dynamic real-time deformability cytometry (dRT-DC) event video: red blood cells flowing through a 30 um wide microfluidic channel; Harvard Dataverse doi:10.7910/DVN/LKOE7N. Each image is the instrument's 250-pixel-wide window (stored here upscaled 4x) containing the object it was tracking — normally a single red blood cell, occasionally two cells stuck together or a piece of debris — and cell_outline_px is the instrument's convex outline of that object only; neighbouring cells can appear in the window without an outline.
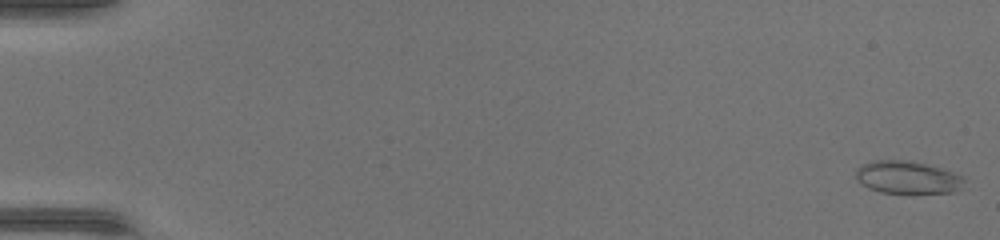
{"species": "common noctule bat (a hibernating species)", "species_latin": "Nyctalus noctula", "temperature_condition": "warm", "stored_images_in_passage": 47, "camera_frame_rate_fps": 3000, "um_per_image_px": 0.085, "animal": {"sex": "female", "body_mass_g": 17.0, "forearm_length_mm": 48.0}, "frame": {"image": 1, "passage_image": 1, "time_ms": 0.0, "image_size_px": [1000, 240], "cell_outline_px": [[964, 180], [960, 188], [956, 192], [880, 192], [868, 188], [856, 176], [856, 168], [872, 160], [908, 160], [940, 168], [952, 172], [960, 176]], "centroid_in_image_um": [77.11, 15.06], "position_along_channel_um": 7.9, "area_um2": 20.06}}
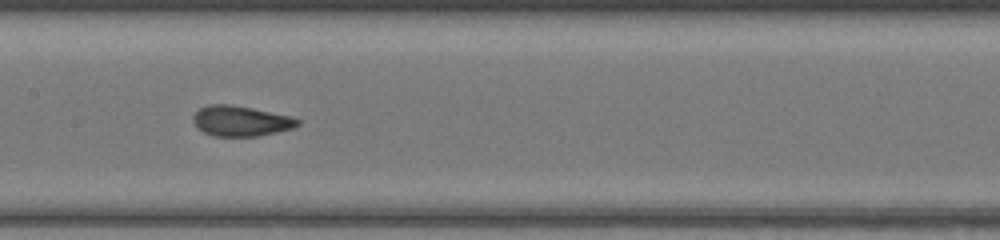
{"frame": {"image": 2, "passage_image": 25, "time_ms": 8.0, "image_size_px": [1000, 240], "cell_outline_px": [[300, 124], [292, 128], [276, 132], [256, 136], [212, 136], [204, 132], [192, 120], [192, 116], [200, 108], [208, 104], [232, 104], [252, 108], [288, 116], [300, 120]], "centroid_in_image_um": [20.44, 10.28], "position_along_channel_um": 187.0, "area_um2": 18.26}}
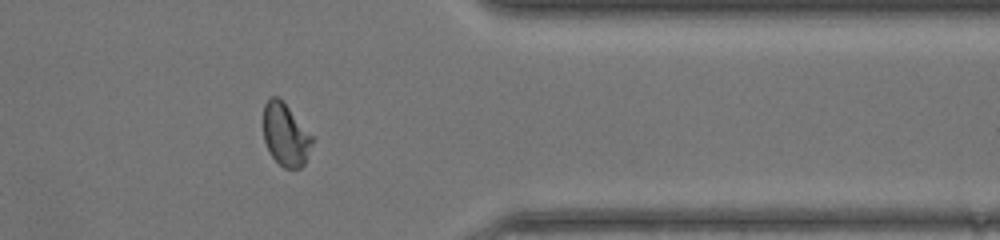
{"frame": {"image": 3, "passage_image": 39, "time_ms": 12.667, "image_size_px": [1000, 240], "cell_outline_px": [[316, 140], [304, 164], [300, 168], [284, 168], [272, 156], [264, 140], [264, 104], [272, 96], [276, 96], [288, 108]], "centroid_in_image_um": [24.3, 11.49], "position_along_channel_um": 387.1, "area_um2": 17.51}}